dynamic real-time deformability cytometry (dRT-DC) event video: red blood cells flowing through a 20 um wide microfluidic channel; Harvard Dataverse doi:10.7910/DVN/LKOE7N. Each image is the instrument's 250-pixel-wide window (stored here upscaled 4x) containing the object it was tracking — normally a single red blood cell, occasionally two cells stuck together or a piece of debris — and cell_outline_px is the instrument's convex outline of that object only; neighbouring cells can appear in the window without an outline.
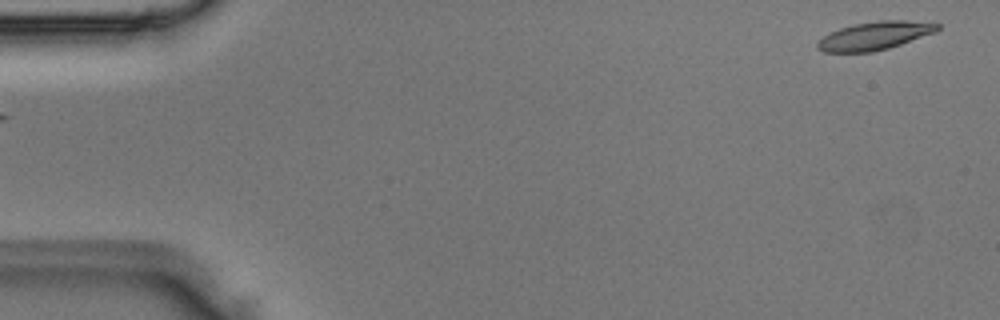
{"species": "Egyptian fruit bat (a non-hibernating species)", "species_latin": "Rousettus aegyptiacus", "temperature_condition": "room temperature", "stored_images_in_passage": 3, "segment_of_instrument_passage": [2, 2], "camera_frame_rate_fps": 3000, "um_per_image_px": 0.085, "animal": {"sex": "male"}, "frame": {"image": 1, "passage_image": 3, "time_ms": 0.667, "image_size_px": [1000, 320], "cell_outline_px": [[940, 28], [936, 32], [888, 48], [872, 52], [824, 52], [816, 48], [816, 44], [824, 36], [840, 28], [856, 24], [880, 20], [904, 20], [940, 24]], "centroid_in_image_um": [74.35, 3.04], "position_along_channel_um": 10.6, "area_um2": 19.42}}